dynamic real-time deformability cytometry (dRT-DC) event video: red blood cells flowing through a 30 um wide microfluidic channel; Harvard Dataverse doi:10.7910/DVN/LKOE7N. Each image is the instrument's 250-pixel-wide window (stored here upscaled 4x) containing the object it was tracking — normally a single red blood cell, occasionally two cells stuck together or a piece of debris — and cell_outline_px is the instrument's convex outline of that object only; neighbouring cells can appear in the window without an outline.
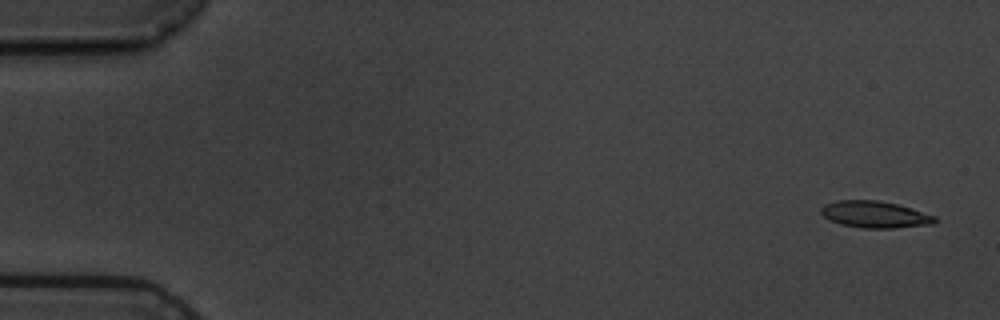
{"species": "common noctule bat (a hibernating species)", "species_latin": "Nyctalus noctula", "temperature_condition": "cold", "stored_images_in_passage": 5, "camera_frame_rate_fps": 3000, "um_per_image_px": 0.085, "animal": {"sex": "male", "body_mass_g": 19.5, "forearm_length_mm": 54.6}, "frame": {"image": 1, "passage_image": 1, "time_ms": 0.0, "image_size_px": [1000, 320], "cell_outline_px": [[936, 220], [932, 224], [896, 228], [860, 228], [840, 224], [824, 216], [820, 212], [820, 208], [824, 204], [836, 200], [880, 200], [912, 208], [936, 216]], "centroid_in_image_um": [74.35, 18.22], "position_along_channel_um": 10.6, "area_um2": 17.8}}
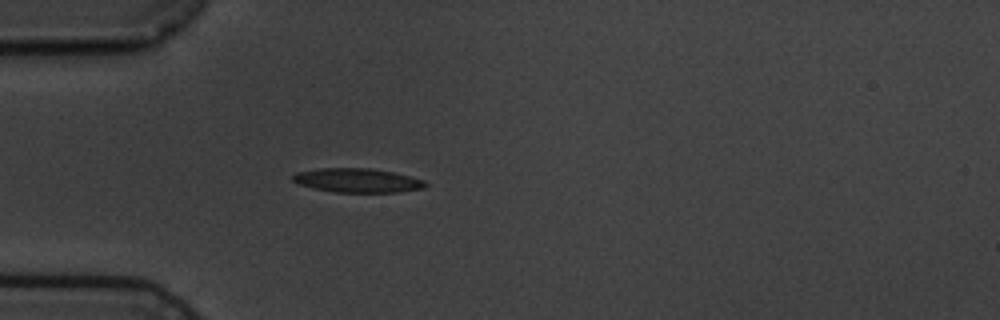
{"frame": {"image": 2, "passage_image": 5, "time_ms": 4.667, "image_size_px": [1000, 320], "cell_outline_px": [[428, 184], [424, 188], [396, 192], [336, 192], [316, 188], [300, 184], [292, 180], [292, 176], [296, 172], [320, 168], [372, 168], [392, 172], [424, 180]], "centroid_in_image_um": [30.39, 15.32], "position_along_channel_um": 54.6, "area_um2": 18.38}}